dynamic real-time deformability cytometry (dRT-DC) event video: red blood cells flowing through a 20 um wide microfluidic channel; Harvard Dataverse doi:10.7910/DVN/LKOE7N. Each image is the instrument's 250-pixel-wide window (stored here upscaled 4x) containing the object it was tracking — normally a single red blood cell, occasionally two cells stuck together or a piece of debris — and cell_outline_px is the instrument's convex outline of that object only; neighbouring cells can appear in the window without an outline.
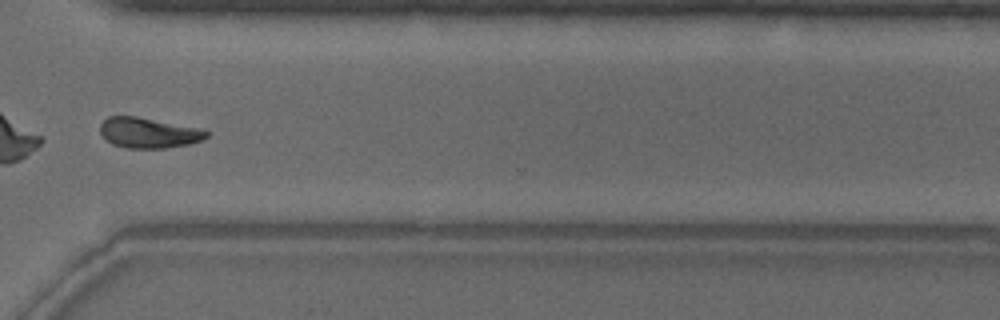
{"species": "common noctule bat (a hibernating species)", "species_latin": "Nyctalus noctula", "temperature_condition": "warm", "stored_images_in_passage": 49, "segment_of_instrument_passage": [2, 2], "camera_frame_rate_fps": 3000, "um_per_image_px": 0.085, "animal": {"sex": "male", "body_mass_g": 18.8}, "frame": {"image": 1, "passage_image": 37, "time_ms": 12.0, "image_size_px": [1000, 320], "cell_outline_px": [[208, 136], [200, 140], [188, 144], [164, 148], [128, 148], [112, 144], [100, 132], [100, 124], [108, 116], [136, 116], [204, 128], [208, 132]], "centroid_in_image_um": [12.65, 11.27], "position_along_channel_um": 358.0, "area_um2": 18.84}}